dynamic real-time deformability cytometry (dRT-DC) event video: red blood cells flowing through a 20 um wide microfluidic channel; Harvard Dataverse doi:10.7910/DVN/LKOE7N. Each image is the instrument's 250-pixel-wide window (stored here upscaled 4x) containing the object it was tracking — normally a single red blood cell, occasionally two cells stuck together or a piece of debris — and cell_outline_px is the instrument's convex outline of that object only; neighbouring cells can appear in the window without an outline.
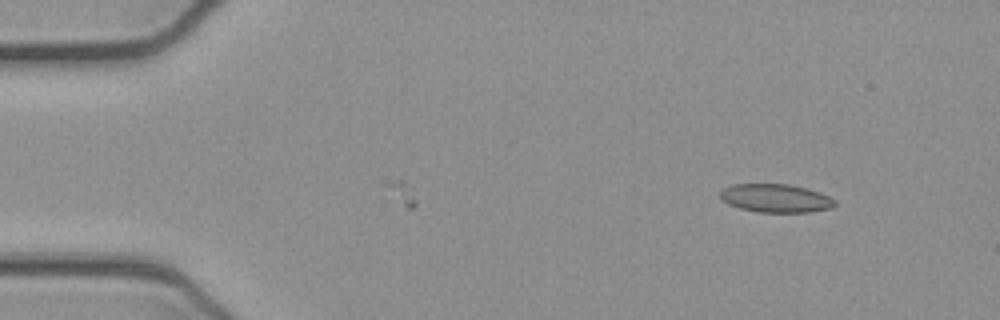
{"species": "common noctule bat (a hibernating species)", "species_latin": "Nyctalus noctula", "temperature_condition": "cold", "stored_images_in_passage": 3, "camera_frame_rate_fps": 3000, "um_per_image_px": 0.085, "animal": {"sex": "female", "body_mass_g": 21.9}, "frame": {"image": 1, "passage_image": 3, "time_ms": 0.667, "image_size_px": [1000, 320], "cell_outline_px": [[836, 204], [832, 208], [808, 212], [760, 212], [740, 208], [728, 204], [720, 200], [720, 192], [724, 188], [732, 184], [788, 184], [820, 192], [836, 200]], "centroid_in_image_um": [65.92, 16.85], "position_along_channel_um": 19.1, "area_um2": 18.96}}